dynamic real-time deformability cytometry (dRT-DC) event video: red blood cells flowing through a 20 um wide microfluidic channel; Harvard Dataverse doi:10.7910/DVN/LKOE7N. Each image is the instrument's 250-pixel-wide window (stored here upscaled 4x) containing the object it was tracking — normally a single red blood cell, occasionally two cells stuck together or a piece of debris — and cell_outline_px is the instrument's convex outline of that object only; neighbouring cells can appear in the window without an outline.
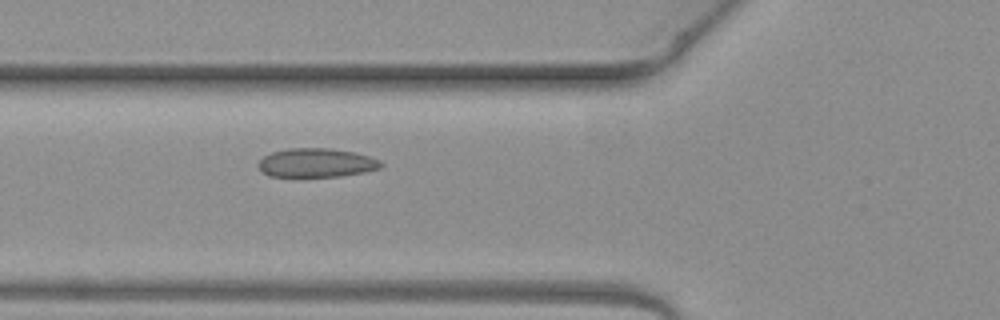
{"species": "common noctule bat (a hibernating species)", "species_latin": "Nyctalus noctula", "temperature_condition": "warm", "stored_images_in_passage": 5, "camera_frame_rate_fps": 3000, "um_per_image_px": 0.085, "animal": {"sex": "female", "body_mass_g": 19.3, "forearm_length_mm": 54.1}, "frame": {"image": 1, "passage_image": 5, "time_ms": 1.333, "image_size_px": [1000, 320], "cell_outline_px": [[384, 164], [380, 168], [364, 172], [340, 176], [268, 176], [256, 164], [264, 156], [272, 152], [288, 148], [328, 148], [352, 152], [368, 156], [380, 160]], "centroid_in_image_um": [26.89, 13.83], "position_along_channel_um": 98.9, "area_um2": 20.46}}